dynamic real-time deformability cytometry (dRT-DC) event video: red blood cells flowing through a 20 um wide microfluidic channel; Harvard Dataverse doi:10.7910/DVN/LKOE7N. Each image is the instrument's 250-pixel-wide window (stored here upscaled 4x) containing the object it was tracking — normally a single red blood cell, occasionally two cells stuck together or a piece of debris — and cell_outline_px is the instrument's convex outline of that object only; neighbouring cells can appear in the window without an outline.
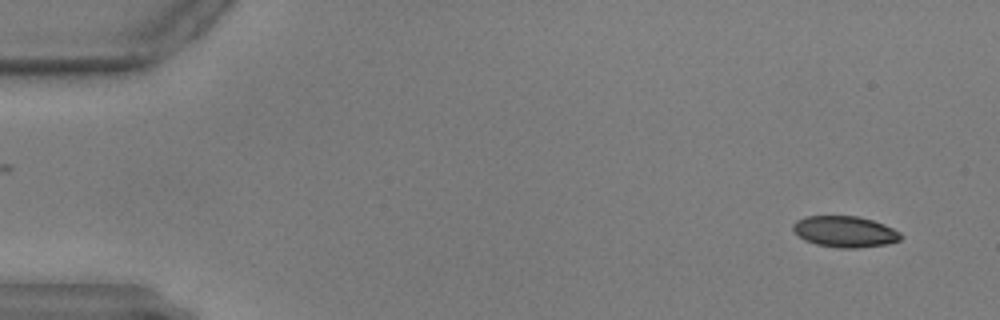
{"species": "common noctule bat (a hibernating species)", "species_latin": "Nyctalus noctula", "temperature_condition": "warm", "stored_images_in_passage": 36, "camera_frame_rate_fps": 3000, "um_per_image_px": 0.085, "animal": {"sex": "male", "body_mass_g": 17.9, "forearm_length_mm": 54.2}, "frame": {"image": 1, "passage_image": 3, "time_ms": 0.667, "image_size_px": [1000, 320], "cell_outline_px": [[904, 236], [900, 240], [888, 244], [856, 248], [840, 248], [816, 244], [804, 240], [792, 228], [792, 224], [796, 220], [804, 216], [860, 216], [884, 224], [900, 232]], "centroid_in_image_um": [71.83, 19.68], "position_along_channel_um": 13.2, "area_um2": 19.65}}
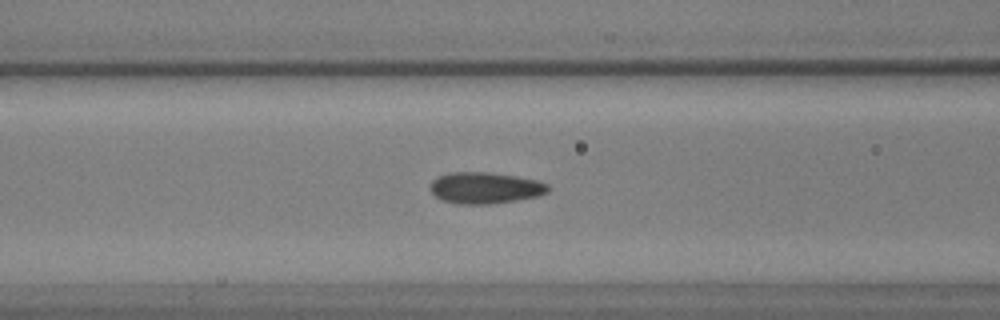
{"frame": {"image": 2, "passage_image": 23, "time_ms": 7.333, "image_size_px": [1000, 320], "cell_outline_px": [[548, 192], [536, 196], [516, 200], [492, 204], [456, 204], [440, 200], [428, 188], [432, 180], [448, 172], [488, 172], [516, 176], [536, 180], [548, 184]], "centroid_in_image_um": [41.18, 15.97], "position_along_channel_um": 125.4, "area_um2": 21.62}}
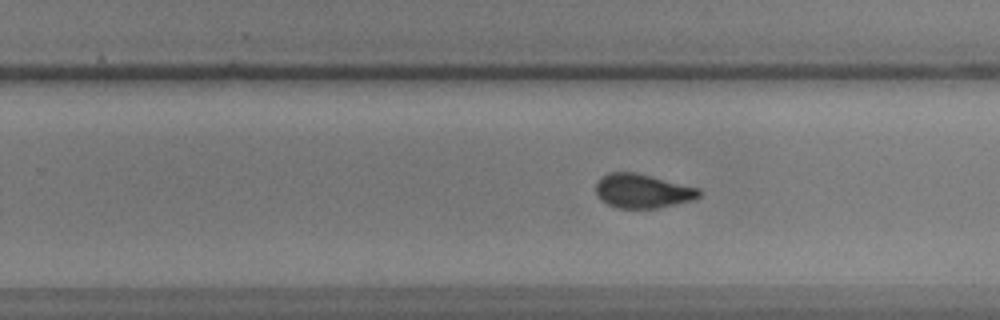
{"frame": {"image": 3, "passage_image": 36, "time_ms": 11.667, "image_size_px": [1000, 320], "cell_outline_px": [[704, 192], [700, 196], [692, 200], [656, 208], [620, 208], [608, 204], [600, 200], [596, 192], [596, 184], [600, 176], [608, 172], [636, 172], [700, 188]], "centroid_in_image_um": [54.62, 16.22], "position_along_channel_um": 275.2, "area_um2": 20.63}}